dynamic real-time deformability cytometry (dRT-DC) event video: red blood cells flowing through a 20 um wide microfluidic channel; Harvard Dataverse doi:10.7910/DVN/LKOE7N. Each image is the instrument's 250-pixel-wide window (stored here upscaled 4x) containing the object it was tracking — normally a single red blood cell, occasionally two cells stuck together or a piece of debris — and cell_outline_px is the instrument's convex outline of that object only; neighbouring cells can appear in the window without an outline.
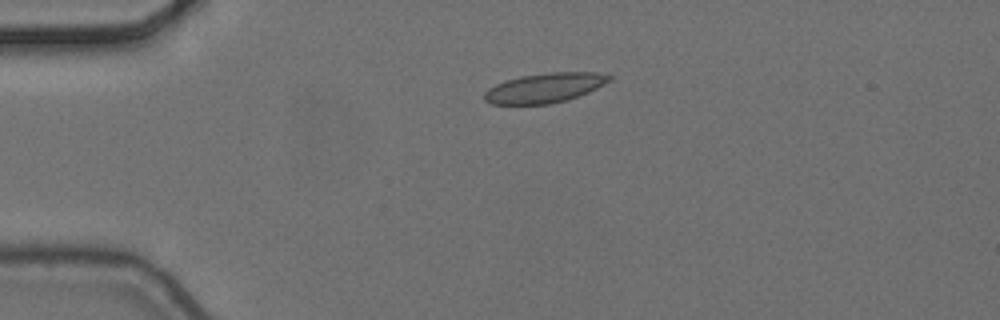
{"species": "common noctule bat (a hibernating species)", "species_latin": "Nyctalus noctula", "temperature_condition": "cold", "stored_images_in_passage": 2, "camera_frame_rate_fps": 3000, "um_per_image_px": 0.085, "animal": {"sex": "female", "body_mass_g": 24.6, "forearm_length_mm": 56.2}, "frame": {"image": 1, "passage_image": 1, "time_ms": 0.0, "image_size_px": [1000, 320], "cell_outline_px": [[612, 80], [588, 92], [568, 100], [548, 104], [492, 104], [484, 100], [484, 92], [488, 88], [504, 80], [520, 76], [548, 72], [600, 72], [612, 76]], "centroid_in_image_um": [46.3, 7.46], "position_along_channel_um": 38.7, "area_um2": 21.73}}